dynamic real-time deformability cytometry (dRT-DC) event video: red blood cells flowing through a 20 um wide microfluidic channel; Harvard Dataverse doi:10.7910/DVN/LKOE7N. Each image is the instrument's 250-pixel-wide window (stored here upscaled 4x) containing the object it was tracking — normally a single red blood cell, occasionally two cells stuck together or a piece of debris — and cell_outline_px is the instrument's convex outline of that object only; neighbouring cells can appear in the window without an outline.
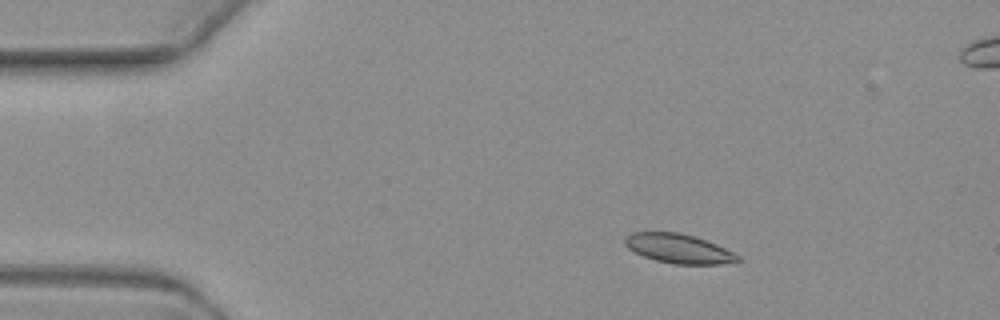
{"species": "common noctule bat (a hibernating species)", "species_latin": "Nyctalus noctula", "temperature_condition": "warm", "stored_images_in_passage": 6, "camera_frame_rate_fps": 3000, "um_per_image_px": 0.085, "animal": {"sex": "female", "body_mass_g": 19.3, "forearm_length_mm": 54.1}, "frame": {"image": 1, "passage_image": 2, "time_ms": 1.0, "image_size_px": [1000, 320], "cell_outline_px": [[740, 260], [720, 264], [676, 264], [656, 260], [644, 256], [628, 248], [624, 244], [624, 240], [632, 232], [680, 232], [696, 236], [716, 244], [740, 256]], "centroid_in_image_um": [57.68, 21.12], "position_along_channel_um": 27.3, "area_um2": 19.07}}